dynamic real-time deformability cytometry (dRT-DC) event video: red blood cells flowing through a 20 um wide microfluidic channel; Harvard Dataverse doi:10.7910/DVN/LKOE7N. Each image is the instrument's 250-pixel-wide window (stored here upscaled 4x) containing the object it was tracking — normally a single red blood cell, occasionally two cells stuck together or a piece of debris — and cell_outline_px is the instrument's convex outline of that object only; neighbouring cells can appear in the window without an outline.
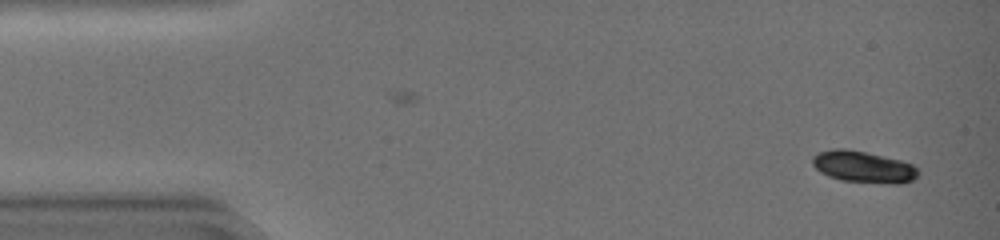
{"species": "common noctule bat (a hibernating species)", "species_latin": "Nyctalus noctula", "temperature_condition": "warm", "stored_images_in_passage": 45, "camera_frame_rate_fps": 3000, "um_per_image_px": 0.085, "animal": {"sex": "female", "body_mass_g": 19.0, "forearm_length_mm": 51.5}, "frame": {"image": 1, "passage_image": 2, "time_ms": 0.333, "image_size_px": [1000, 240], "cell_outline_px": [[920, 172], [912, 180], [900, 184], [892, 184], [840, 180], [828, 176], [820, 172], [812, 164], [812, 156], [820, 152], [836, 148], [844, 148], [864, 152], [900, 160], [912, 164]], "centroid_in_image_um": [73.38, 14.19], "position_along_channel_um": 11.6, "area_um2": 19.36}}
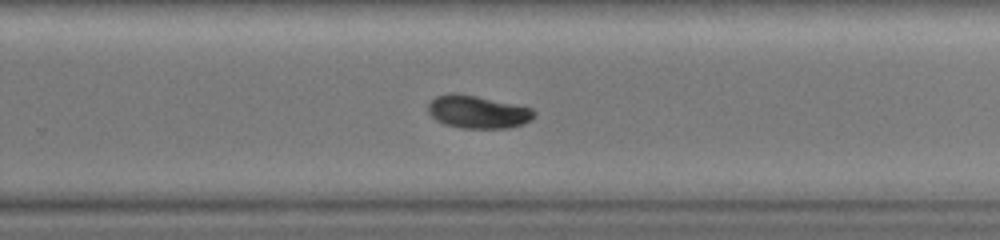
{"frame": {"image": 2, "passage_image": 30, "time_ms": 9.667, "image_size_px": [1000, 240], "cell_outline_px": [[536, 112], [532, 120], [524, 124], [508, 128], [460, 128], [444, 124], [436, 120], [428, 112], [428, 104], [436, 96], [452, 92], [476, 96], [532, 108]], "centroid_in_image_um": [40.61, 9.52], "position_along_channel_um": 289.2, "area_um2": 20.29}}
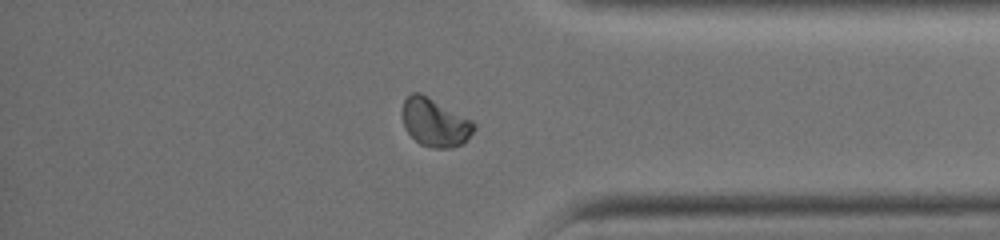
{"frame": {"image": 3, "passage_image": 38, "time_ms": 12.333, "image_size_px": [1000, 240], "cell_outline_px": [[476, 128], [464, 144], [448, 148], [432, 148], [420, 144], [404, 128], [400, 116], [400, 112], [404, 100], [412, 92], [420, 92], [428, 96], [472, 120], [476, 124]], "centroid_in_image_um": [36.95, 10.41], "position_along_channel_um": 398.3, "area_um2": 20.46}, "authors_computed_cell_mechanics": {"area_um2": 20.4612, "velocity_mm_per_s": 4.2187, "shape_relaxation_time_tau1_ms": 2.6354, "shape_relaxation_time_tau2_ms": null, "deformation_change_tau1": 0.1186, "deformation_change_tau2": null}}